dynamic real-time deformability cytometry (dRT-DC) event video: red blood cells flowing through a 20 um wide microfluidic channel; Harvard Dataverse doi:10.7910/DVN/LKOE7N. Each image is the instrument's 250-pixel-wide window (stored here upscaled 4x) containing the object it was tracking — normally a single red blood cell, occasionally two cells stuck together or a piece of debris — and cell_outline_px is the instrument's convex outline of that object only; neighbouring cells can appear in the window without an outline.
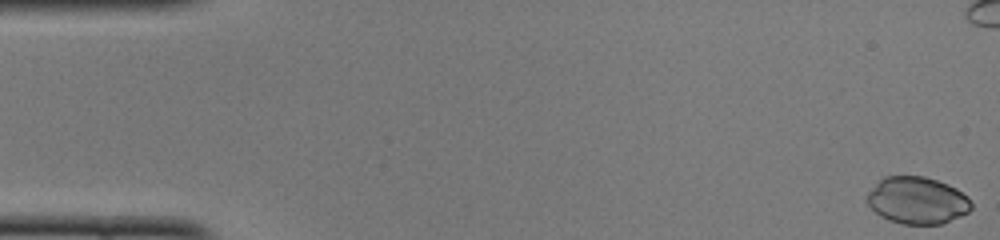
{"species": "common noctule bat (a hibernating species)", "species_latin": "Nyctalus noctula", "temperature_condition": "cold", "stored_images_in_passage": 40, "camera_frame_rate_fps": 3000, "um_per_image_px": 0.085, "animal": {"sex": "female", "body_mass_g": 22.0, "forearm_length_mm": 56.7}, "frame": {"image": 1, "passage_image": 1, "time_ms": 0.0, "image_size_px": [1000, 240], "cell_outline_px": [[972, 208], [968, 212], [944, 224], [900, 224], [888, 220], [880, 216], [868, 204], [868, 192], [884, 176], [924, 176], [948, 184], [956, 188], [968, 196], [972, 204]], "centroid_in_image_um": [77.99, 17.04], "position_along_channel_um": 7.0, "area_um2": 28.61}}
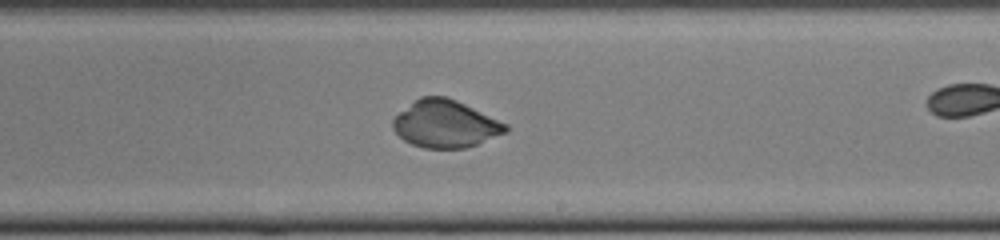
{"frame": {"image": 2, "passage_image": 30, "time_ms": 9.667, "image_size_px": [1000, 240], "cell_outline_px": [[508, 132], [476, 144], [464, 148], [424, 148], [412, 144], [404, 140], [392, 128], [392, 120], [400, 112], [420, 96], [444, 96], [456, 100], [508, 124]], "centroid_in_image_um": [37.86, 10.53], "position_along_channel_um": 251.1, "area_um2": 30.87}}
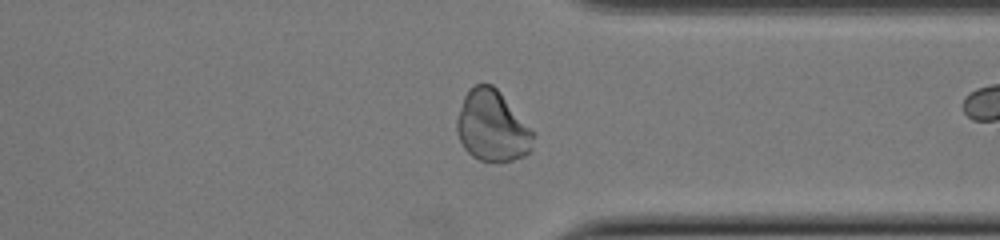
{"frame": {"image": 3, "passage_image": 39, "time_ms": 12.667, "image_size_px": [1000, 240], "cell_outline_px": [[536, 136], [532, 148], [524, 156], [512, 160], [480, 160], [472, 156], [464, 148], [456, 132], [456, 120], [464, 96], [468, 88], [476, 84], [492, 84], [500, 92], [536, 132]], "centroid_in_image_um": [41.86, 10.7], "position_along_channel_um": 369.5, "area_um2": 31.79}}